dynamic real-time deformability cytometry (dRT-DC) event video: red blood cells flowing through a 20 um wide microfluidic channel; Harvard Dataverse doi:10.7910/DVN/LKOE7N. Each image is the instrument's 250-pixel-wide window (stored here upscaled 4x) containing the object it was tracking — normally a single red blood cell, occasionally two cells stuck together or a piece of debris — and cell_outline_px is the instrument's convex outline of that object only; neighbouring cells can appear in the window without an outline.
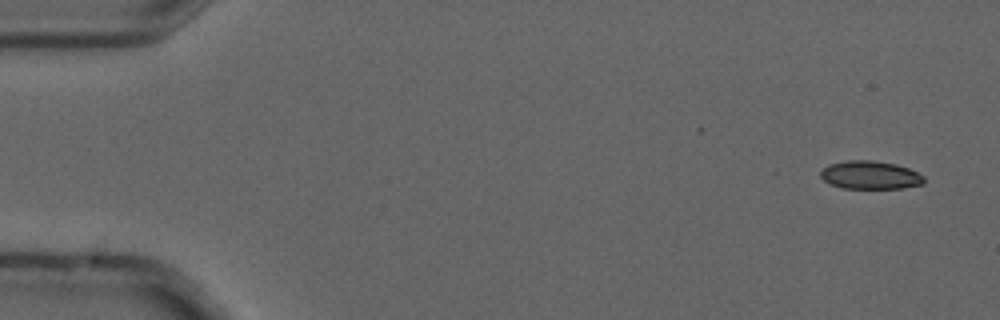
{"species": "common noctule bat (a hibernating species)", "species_latin": "Nyctalus noctula", "temperature_condition": "cold", "stored_images_in_passage": 5, "camera_frame_rate_fps": 3000, "um_per_image_px": 0.085, "animal": {"sex": "male", "forearm_length_mm": 52.5}, "frame": {"image": 1, "passage_image": 1, "time_ms": 0.0, "image_size_px": [1000, 320], "cell_outline_px": [[924, 184], [904, 188], [844, 188], [832, 184], [824, 180], [820, 176], [820, 172], [828, 164], [848, 160], [872, 160], [896, 164], [908, 168], [924, 176]], "centroid_in_image_um": [73.98, 14.87], "position_along_channel_um": 11.0, "area_um2": 16.94}}
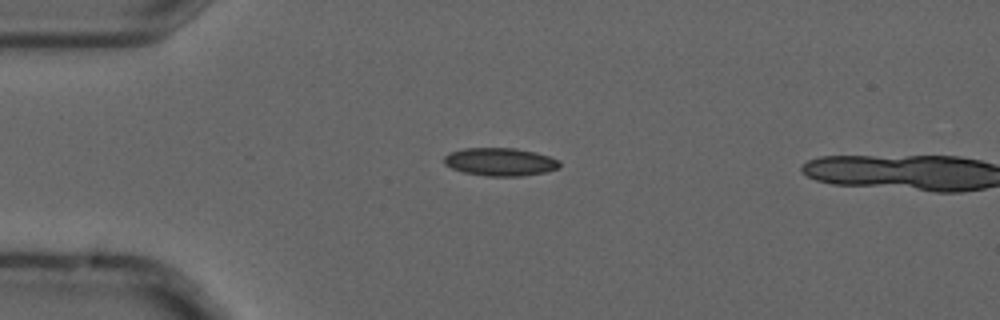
{"frame": {"image": 2, "passage_image": 4, "time_ms": 1.0, "image_size_px": [1000, 320], "cell_outline_px": [[560, 168], [544, 172], [520, 176], [488, 176], [464, 172], [452, 168], [444, 164], [444, 156], [448, 152], [464, 148], [516, 148], [536, 152], [560, 160]], "centroid_in_image_um": [42.51, 13.75], "position_along_channel_um": 42.5, "area_um2": 18.9}}